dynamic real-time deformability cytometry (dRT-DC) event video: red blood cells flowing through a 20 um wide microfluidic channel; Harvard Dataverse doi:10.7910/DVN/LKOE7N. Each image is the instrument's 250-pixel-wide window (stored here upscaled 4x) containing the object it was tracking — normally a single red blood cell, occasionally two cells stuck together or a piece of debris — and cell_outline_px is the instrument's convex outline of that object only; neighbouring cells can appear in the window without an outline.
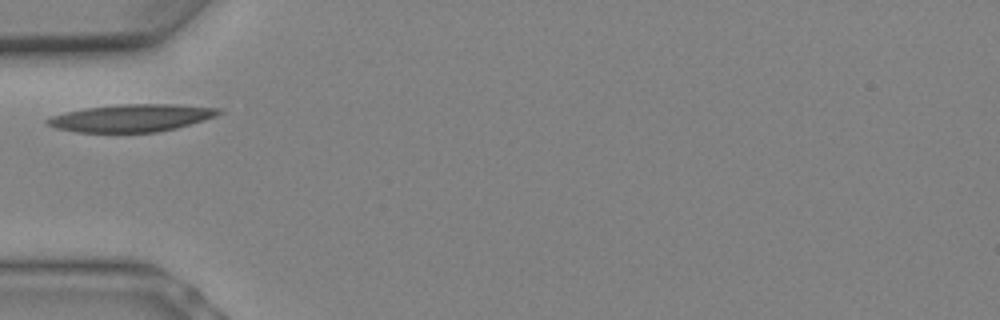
{"species": "Egyptian fruit bat (a non-hibernating species)", "species_latin": "Rousettus aegyptiacus", "temperature_condition": "warm", "stored_images_in_passage": 3, "camera_frame_rate_fps": 3000, "um_per_image_px": 0.085, "animal": {"sex": "female"}, "frame": {"image": 1, "passage_image": 1, "time_ms": 0.0, "image_size_px": [1000, 320], "cell_outline_px": [[224, 112], [176, 128], [156, 132], [76, 132], [56, 128], [44, 124], [44, 120], [52, 116], [64, 112], [84, 108], [116, 104], [176, 104], [220, 108]], "centroid_in_image_um": [11.09, 10.02], "position_along_channel_um": 73.9, "area_um2": 27.34}}